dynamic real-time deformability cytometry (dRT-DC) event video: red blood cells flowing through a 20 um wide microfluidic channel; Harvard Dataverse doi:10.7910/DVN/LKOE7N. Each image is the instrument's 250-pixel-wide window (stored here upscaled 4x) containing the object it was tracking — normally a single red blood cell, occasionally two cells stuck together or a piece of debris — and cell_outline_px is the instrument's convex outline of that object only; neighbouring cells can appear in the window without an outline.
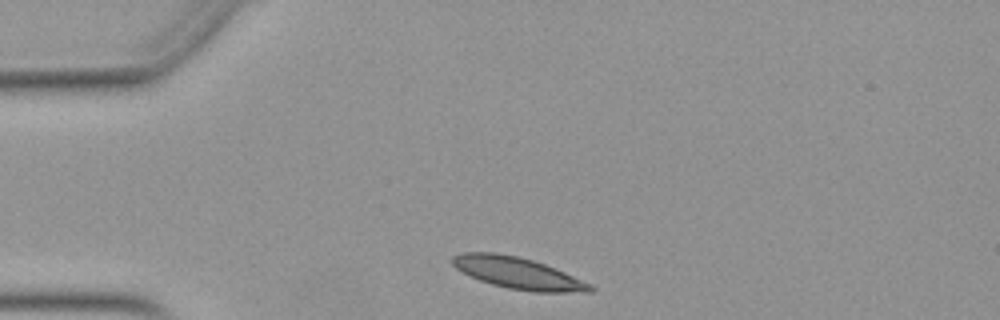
{"species": "Egyptian fruit bat (a non-hibernating species)", "species_latin": "Rousettus aegyptiacus", "temperature_condition": "warm", "stored_images_in_passage": 31, "camera_frame_rate_fps": 3000, "um_per_image_px": 0.085, "animal": {"sex": "female"}, "frame": {"image": 1, "passage_image": 1, "time_ms": 0.0, "image_size_px": [1000, 320], "cell_outline_px": [[596, 288], [592, 292], [532, 292], [508, 288], [492, 284], [468, 276], [456, 268], [452, 264], [452, 256], [464, 252], [496, 252], [516, 256], [532, 260], [544, 264], [564, 272], [592, 284]], "centroid_in_image_um": [44.02, 23.22], "position_along_channel_um": 41.0, "area_um2": 25.37}}
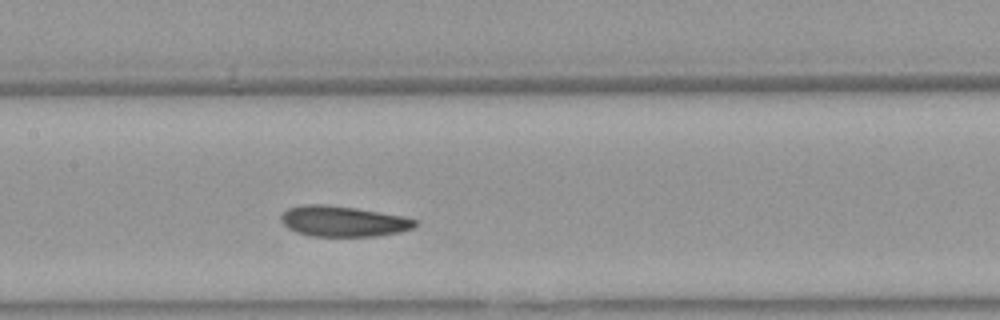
{"frame": {"image": 2, "passage_image": 14, "time_ms": 4.333, "image_size_px": [1000, 320], "cell_outline_px": [[420, 220], [412, 228], [400, 232], [376, 236], [312, 236], [296, 232], [288, 228], [280, 220], [280, 216], [288, 208], [304, 204], [324, 204], [356, 208], [380, 212]], "centroid_in_image_um": [29.15, 18.81], "position_along_channel_um": 178.2, "area_um2": 23.87}}
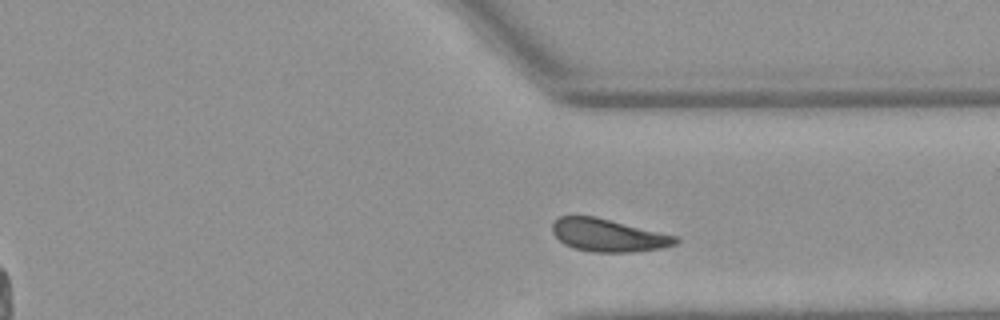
{"frame": {"image": 3, "passage_image": 28, "time_ms": 9.0, "image_size_px": [1000, 320], "cell_outline_px": [[680, 240], [676, 244], [660, 248], [632, 252], [592, 252], [576, 248], [564, 244], [552, 232], [552, 224], [560, 216], [596, 216], [676, 236]], "centroid_in_image_um": [51.69, 19.99], "position_along_channel_um": 359.7, "area_um2": 23.29}, "authors_computed_cell_mechanics": {"area_um2": 23.8714, "velocity_mm_per_s": 3.8882, "shape_relaxation_time_tau1_ms": 5.3051, "shape_relaxation_time_tau2_ms": 2.1325, "deformation_change_tau1": 0.1309, "deformation_change_tau2": 0.0919}}